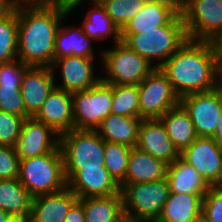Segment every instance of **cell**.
Listing matches in <instances>:
<instances>
[{"label": "cell", "instance_id": "obj_31", "mask_svg": "<svg viewBox=\"0 0 222 222\" xmlns=\"http://www.w3.org/2000/svg\"><path fill=\"white\" fill-rule=\"evenodd\" d=\"M112 114L140 117L138 85L112 84Z\"/></svg>", "mask_w": 222, "mask_h": 222}, {"label": "cell", "instance_id": "obj_14", "mask_svg": "<svg viewBox=\"0 0 222 222\" xmlns=\"http://www.w3.org/2000/svg\"><path fill=\"white\" fill-rule=\"evenodd\" d=\"M67 187L78 198L110 196L120 193V185L105 166L83 170H64Z\"/></svg>", "mask_w": 222, "mask_h": 222}, {"label": "cell", "instance_id": "obj_35", "mask_svg": "<svg viewBox=\"0 0 222 222\" xmlns=\"http://www.w3.org/2000/svg\"><path fill=\"white\" fill-rule=\"evenodd\" d=\"M202 222H222V185L211 186L202 201Z\"/></svg>", "mask_w": 222, "mask_h": 222}, {"label": "cell", "instance_id": "obj_10", "mask_svg": "<svg viewBox=\"0 0 222 222\" xmlns=\"http://www.w3.org/2000/svg\"><path fill=\"white\" fill-rule=\"evenodd\" d=\"M140 118L162 117L179 105L180 98L174 92L166 75L155 68L139 85Z\"/></svg>", "mask_w": 222, "mask_h": 222}, {"label": "cell", "instance_id": "obj_6", "mask_svg": "<svg viewBox=\"0 0 222 222\" xmlns=\"http://www.w3.org/2000/svg\"><path fill=\"white\" fill-rule=\"evenodd\" d=\"M99 54L107 73L102 80L108 84L139 85L156 68L122 41Z\"/></svg>", "mask_w": 222, "mask_h": 222}, {"label": "cell", "instance_id": "obj_22", "mask_svg": "<svg viewBox=\"0 0 222 222\" xmlns=\"http://www.w3.org/2000/svg\"><path fill=\"white\" fill-rule=\"evenodd\" d=\"M205 194L169 193L160 222H200Z\"/></svg>", "mask_w": 222, "mask_h": 222}, {"label": "cell", "instance_id": "obj_2", "mask_svg": "<svg viewBox=\"0 0 222 222\" xmlns=\"http://www.w3.org/2000/svg\"><path fill=\"white\" fill-rule=\"evenodd\" d=\"M68 7H22L18 11L17 59L28 66L51 67L54 45Z\"/></svg>", "mask_w": 222, "mask_h": 222}, {"label": "cell", "instance_id": "obj_1", "mask_svg": "<svg viewBox=\"0 0 222 222\" xmlns=\"http://www.w3.org/2000/svg\"><path fill=\"white\" fill-rule=\"evenodd\" d=\"M160 70L179 98L216 89L219 71L212 41L188 39Z\"/></svg>", "mask_w": 222, "mask_h": 222}, {"label": "cell", "instance_id": "obj_40", "mask_svg": "<svg viewBox=\"0 0 222 222\" xmlns=\"http://www.w3.org/2000/svg\"><path fill=\"white\" fill-rule=\"evenodd\" d=\"M64 222H85L84 209L79 200L71 207Z\"/></svg>", "mask_w": 222, "mask_h": 222}, {"label": "cell", "instance_id": "obj_8", "mask_svg": "<svg viewBox=\"0 0 222 222\" xmlns=\"http://www.w3.org/2000/svg\"><path fill=\"white\" fill-rule=\"evenodd\" d=\"M74 129L96 130L111 113L112 84L102 79L87 90L72 93Z\"/></svg>", "mask_w": 222, "mask_h": 222}, {"label": "cell", "instance_id": "obj_27", "mask_svg": "<svg viewBox=\"0 0 222 222\" xmlns=\"http://www.w3.org/2000/svg\"><path fill=\"white\" fill-rule=\"evenodd\" d=\"M32 197L17 179L0 180V209L13 219L29 220Z\"/></svg>", "mask_w": 222, "mask_h": 222}, {"label": "cell", "instance_id": "obj_30", "mask_svg": "<svg viewBox=\"0 0 222 222\" xmlns=\"http://www.w3.org/2000/svg\"><path fill=\"white\" fill-rule=\"evenodd\" d=\"M18 11L0 10V64L17 60Z\"/></svg>", "mask_w": 222, "mask_h": 222}, {"label": "cell", "instance_id": "obj_41", "mask_svg": "<svg viewBox=\"0 0 222 222\" xmlns=\"http://www.w3.org/2000/svg\"><path fill=\"white\" fill-rule=\"evenodd\" d=\"M217 59V67L218 71L222 72V33H220L213 41H212Z\"/></svg>", "mask_w": 222, "mask_h": 222}, {"label": "cell", "instance_id": "obj_38", "mask_svg": "<svg viewBox=\"0 0 222 222\" xmlns=\"http://www.w3.org/2000/svg\"><path fill=\"white\" fill-rule=\"evenodd\" d=\"M28 67V65L18 59L0 64V85L21 86L24 73Z\"/></svg>", "mask_w": 222, "mask_h": 222}, {"label": "cell", "instance_id": "obj_5", "mask_svg": "<svg viewBox=\"0 0 222 222\" xmlns=\"http://www.w3.org/2000/svg\"><path fill=\"white\" fill-rule=\"evenodd\" d=\"M124 216L127 222L157 220L168 199L167 178L147 183L120 184Z\"/></svg>", "mask_w": 222, "mask_h": 222}, {"label": "cell", "instance_id": "obj_7", "mask_svg": "<svg viewBox=\"0 0 222 222\" xmlns=\"http://www.w3.org/2000/svg\"><path fill=\"white\" fill-rule=\"evenodd\" d=\"M64 170L104 166V140L96 130L72 129L60 135Z\"/></svg>", "mask_w": 222, "mask_h": 222}, {"label": "cell", "instance_id": "obj_29", "mask_svg": "<svg viewBox=\"0 0 222 222\" xmlns=\"http://www.w3.org/2000/svg\"><path fill=\"white\" fill-rule=\"evenodd\" d=\"M159 119L179 152L189 147L198 137L188 113L180 104L168 110Z\"/></svg>", "mask_w": 222, "mask_h": 222}, {"label": "cell", "instance_id": "obj_43", "mask_svg": "<svg viewBox=\"0 0 222 222\" xmlns=\"http://www.w3.org/2000/svg\"><path fill=\"white\" fill-rule=\"evenodd\" d=\"M213 139L222 148V112H221V115L218 119V126H217L216 132L213 136Z\"/></svg>", "mask_w": 222, "mask_h": 222}, {"label": "cell", "instance_id": "obj_9", "mask_svg": "<svg viewBox=\"0 0 222 222\" xmlns=\"http://www.w3.org/2000/svg\"><path fill=\"white\" fill-rule=\"evenodd\" d=\"M180 12L188 39L213 41L222 33V0H184Z\"/></svg>", "mask_w": 222, "mask_h": 222}, {"label": "cell", "instance_id": "obj_19", "mask_svg": "<svg viewBox=\"0 0 222 222\" xmlns=\"http://www.w3.org/2000/svg\"><path fill=\"white\" fill-rule=\"evenodd\" d=\"M79 200L68 187L32 198L29 222H64L71 207Z\"/></svg>", "mask_w": 222, "mask_h": 222}, {"label": "cell", "instance_id": "obj_25", "mask_svg": "<svg viewBox=\"0 0 222 222\" xmlns=\"http://www.w3.org/2000/svg\"><path fill=\"white\" fill-rule=\"evenodd\" d=\"M167 164L137 147L131 148L128 170L121 184L147 183L166 178Z\"/></svg>", "mask_w": 222, "mask_h": 222}, {"label": "cell", "instance_id": "obj_46", "mask_svg": "<svg viewBox=\"0 0 222 222\" xmlns=\"http://www.w3.org/2000/svg\"><path fill=\"white\" fill-rule=\"evenodd\" d=\"M169 1H172L173 3L177 4L180 8L184 3V0H169Z\"/></svg>", "mask_w": 222, "mask_h": 222}, {"label": "cell", "instance_id": "obj_39", "mask_svg": "<svg viewBox=\"0 0 222 222\" xmlns=\"http://www.w3.org/2000/svg\"><path fill=\"white\" fill-rule=\"evenodd\" d=\"M22 7H69L64 0H21Z\"/></svg>", "mask_w": 222, "mask_h": 222}, {"label": "cell", "instance_id": "obj_12", "mask_svg": "<svg viewBox=\"0 0 222 222\" xmlns=\"http://www.w3.org/2000/svg\"><path fill=\"white\" fill-rule=\"evenodd\" d=\"M180 157L193 166L210 186L222 185V148L213 137H197L180 152Z\"/></svg>", "mask_w": 222, "mask_h": 222}, {"label": "cell", "instance_id": "obj_11", "mask_svg": "<svg viewBox=\"0 0 222 222\" xmlns=\"http://www.w3.org/2000/svg\"><path fill=\"white\" fill-rule=\"evenodd\" d=\"M198 137H213L222 112V97L217 89L193 93L180 98Z\"/></svg>", "mask_w": 222, "mask_h": 222}, {"label": "cell", "instance_id": "obj_26", "mask_svg": "<svg viewBox=\"0 0 222 222\" xmlns=\"http://www.w3.org/2000/svg\"><path fill=\"white\" fill-rule=\"evenodd\" d=\"M142 118L126 117L110 114L96 129L104 141L124 144L131 148L136 147L138 130Z\"/></svg>", "mask_w": 222, "mask_h": 222}, {"label": "cell", "instance_id": "obj_32", "mask_svg": "<svg viewBox=\"0 0 222 222\" xmlns=\"http://www.w3.org/2000/svg\"><path fill=\"white\" fill-rule=\"evenodd\" d=\"M131 147L104 141V166L120 185L126 177Z\"/></svg>", "mask_w": 222, "mask_h": 222}, {"label": "cell", "instance_id": "obj_18", "mask_svg": "<svg viewBox=\"0 0 222 222\" xmlns=\"http://www.w3.org/2000/svg\"><path fill=\"white\" fill-rule=\"evenodd\" d=\"M57 76L51 67L29 66L21 82V95L26 114L34 117L50 92L55 87Z\"/></svg>", "mask_w": 222, "mask_h": 222}, {"label": "cell", "instance_id": "obj_36", "mask_svg": "<svg viewBox=\"0 0 222 222\" xmlns=\"http://www.w3.org/2000/svg\"><path fill=\"white\" fill-rule=\"evenodd\" d=\"M0 110L23 118H30L25 111L20 86L0 85Z\"/></svg>", "mask_w": 222, "mask_h": 222}, {"label": "cell", "instance_id": "obj_4", "mask_svg": "<svg viewBox=\"0 0 222 222\" xmlns=\"http://www.w3.org/2000/svg\"><path fill=\"white\" fill-rule=\"evenodd\" d=\"M18 180L32 198L67 187L60 145L50 153L20 160Z\"/></svg>", "mask_w": 222, "mask_h": 222}, {"label": "cell", "instance_id": "obj_16", "mask_svg": "<svg viewBox=\"0 0 222 222\" xmlns=\"http://www.w3.org/2000/svg\"><path fill=\"white\" fill-rule=\"evenodd\" d=\"M136 147L167 165L180 156L159 118L142 119Z\"/></svg>", "mask_w": 222, "mask_h": 222}, {"label": "cell", "instance_id": "obj_17", "mask_svg": "<svg viewBox=\"0 0 222 222\" xmlns=\"http://www.w3.org/2000/svg\"><path fill=\"white\" fill-rule=\"evenodd\" d=\"M33 118L58 135L74 129L72 93L55 86Z\"/></svg>", "mask_w": 222, "mask_h": 222}, {"label": "cell", "instance_id": "obj_3", "mask_svg": "<svg viewBox=\"0 0 222 222\" xmlns=\"http://www.w3.org/2000/svg\"><path fill=\"white\" fill-rule=\"evenodd\" d=\"M187 40L181 12L169 24L156 29L121 33V41L156 68H160Z\"/></svg>", "mask_w": 222, "mask_h": 222}, {"label": "cell", "instance_id": "obj_34", "mask_svg": "<svg viewBox=\"0 0 222 222\" xmlns=\"http://www.w3.org/2000/svg\"><path fill=\"white\" fill-rule=\"evenodd\" d=\"M25 118L0 110V145L15 147Z\"/></svg>", "mask_w": 222, "mask_h": 222}, {"label": "cell", "instance_id": "obj_37", "mask_svg": "<svg viewBox=\"0 0 222 222\" xmlns=\"http://www.w3.org/2000/svg\"><path fill=\"white\" fill-rule=\"evenodd\" d=\"M19 157L15 147L0 145V180L19 177Z\"/></svg>", "mask_w": 222, "mask_h": 222}, {"label": "cell", "instance_id": "obj_24", "mask_svg": "<svg viewBox=\"0 0 222 222\" xmlns=\"http://www.w3.org/2000/svg\"><path fill=\"white\" fill-rule=\"evenodd\" d=\"M166 178L172 193L206 194L211 187L199 172L180 156L167 165Z\"/></svg>", "mask_w": 222, "mask_h": 222}, {"label": "cell", "instance_id": "obj_13", "mask_svg": "<svg viewBox=\"0 0 222 222\" xmlns=\"http://www.w3.org/2000/svg\"><path fill=\"white\" fill-rule=\"evenodd\" d=\"M96 60L73 55L54 60L51 66L52 73L55 75L60 70L62 79L61 83L57 82L55 86L70 93L94 86L102 79L95 74L94 61Z\"/></svg>", "mask_w": 222, "mask_h": 222}, {"label": "cell", "instance_id": "obj_28", "mask_svg": "<svg viewBox=\"0 0 222 222\" xmlns=\"http://www.w3.org/2000/svg\"><path fill=\"white\" fill-rule=\"evenodd\" d=\"M84 209L85 222H124L121 194L79 198Z\"/></svg>", "mask_w": 222, "mask_h": 222}, {"label": "cell", "instance_id": "obj_45", "mask_svg": "<svg viewBox=\"0 0 222 222\" xmlns=\"http://www.w3.org/2000/svg\"><path fill=\"white\" fill-rule=\"evenodd\" d=\"M216 89L220 92L222 97V72H218Z\"/></svg>", "mask_w": 222, "mask_h": 222}, {"label": "cell", "instance_id": "obj_33", "mask_svg": "<svg viewBox=\"0 0 222 222\" xmlns=\"http://www.w3.org/2000/svg\"><path fill=\"white\" fill-rule=\"evenodd\" d=\"M111 20L121 30L146 4L147 0H99Z\"/></svg>", "mask_w": 222, "mask_h": 222}, {"label": "cell", "instance_id": "obj_21", "mask_svg": "<svg viewBox=\"0 0 222 222\" xmlns=\"http://www.w3.org/2000/svg\"><path fill=\"white\" fill-rule=\"evenodd\" d=\"M89 1L93 7L86 12L84 21L82 22L83 32L94 41H104L113 37L114 43L121 41V30L111 20V17L107 14L105 7L99 0H78L74 4L69 5V14L75 10L76 7H80L81 3ZM92 2V3H91Z\"/></svg>", "mask_w": 222, "mask_h": 222}, {"label": "cell", "instance_id": "obj_23", "mask_svg": "<svg viewBox=\"0 0 222 222\" xmlns=\"http://www.w3.org/2000/svg\"><path fill=\"white\" fill-rule=\"evenodd\" d=\"M63 18L57 30L54 45V60L67 56H81L85 58H95L92 42L81 26H65Z\"/></svg>", "mask_w": 222, "mask_h": 222}, {"label": "cell", "instance_id": "obj_48", "mask_svg": "<svg viewBox=\"0 0 222 222\" xmlns=\"http://www.w3.org/2000/svg\"><path fill=\"white\" fill-rule=\"evenodd\" d=\"M68 5L74 4L78 0H64Z\"/></svg>", "mask_w": 222, "mask_h": 222}, {"label": "cell", "instance_id": "obj_44", "mask_svg": "<svg viewBox=\"0 0 222 222\" xmlns=\"http://www.w3.org/2000/svg\"><path fill=\"white\" fill-rule=\"evenodd\" d=\"M13 218L4 212L2 209H0V222H11Z\"/></svg>", "mask_w": 222, "mask_h": 222}, {"label": "cell", "instance_id": "obj_15", "mask_svg": "<svg viewBox=\"0 0 222 222\" xmlns=\"http://www.w3.org/2000/svg\"><path fill=\"white\" fill-rule=\"evenodd\" d=\"M59 145L60 135L32 117L24 120L15 150L19 160H22L50 153Z\"/></svg>", "mask_w": 222, "mask_h": 222}, {"label": "cell", "instance_id": "obj_49", "mask_svg": "<svg viewBox=\"0 0 222 222\" xmlns=\"http://www.w3.org/2000/svg\"><path fill=\"white\" fill-rule=\"evenodd\" d=\"M145 222H160V221L157 219V220H148V221H145Z\"/></svg>", "mask_w": 222, "mask_h": 222}, {"label": "cell", "instance_id": "obj_47", "mask_svg": "<svg viewBox=\"0 0 222 222\" xmlns=\"http://www.w3.org/2000/svg\"><path fill=\"white\" fill-rule=\"evenodd\" d=\"M11 222H29V220H26V219H13Z\"/></svg>", "mask_w": 222, "mask_h": 222}, {"label": "cell", "instance_id": "obj_20", "mask_svg": "<svg viewBox=\"0 0 222 222\" xmlns=\"http://www.w3.org/2000/svg\"><path fill=\"white\" fill-rule=\"evenodd\" d=\"M180 13V7L169 0H147L144 7L121 29V33H139L169 24Z\"/></svg>", "mask_w": 222, "mask_h": 222}, {"label": "cell", "instance_id": "obj_42", "mask_svg": "<svg viewBox=\"0 0 222 222\" xmlns=\"http://www.w3.org/2000/svg\"><path fill=\"white\" fill-rule=\"evenodd\" d=\"M21 8V0H0L1 11H19Z\"/></svg>", "mask_w": 222, "mask_h": 222}]
</instances>
